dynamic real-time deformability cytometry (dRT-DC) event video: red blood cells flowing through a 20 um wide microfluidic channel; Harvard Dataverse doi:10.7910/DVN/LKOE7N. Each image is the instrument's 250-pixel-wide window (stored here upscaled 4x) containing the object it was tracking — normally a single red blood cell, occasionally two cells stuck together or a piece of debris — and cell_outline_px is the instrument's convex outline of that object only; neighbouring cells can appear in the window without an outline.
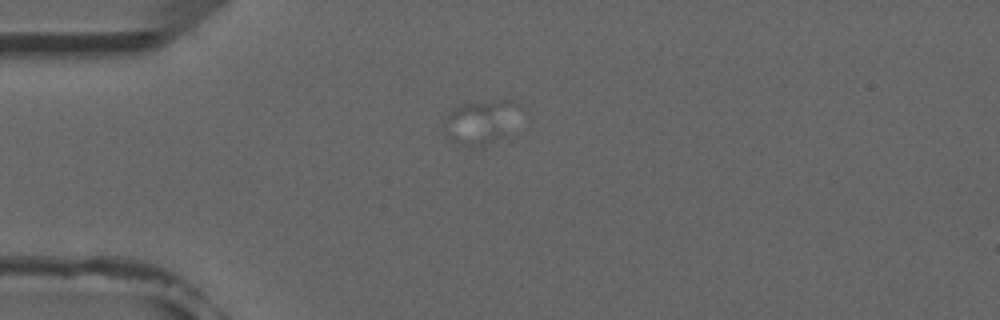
{"species": "common noctule bat (a hibernating species)", "species_latin": "Nyctalus noctula", "temperature_condition": "room temperature", "stored_images_in_passage": 6, "camera_frame_rate_fps": 3000, "um_per_image_px": 0.085, "animal": {"sex": "male", "forearm_length_mm": 52.5}, "frame": {"image": 1, "passage_image": 2, "time_ms": 1.333, "image_size_px": [1000, 320], "cell_outline_px": [[528, 112], [504, 136], [484, 148], [472, 148], [460, 144], [444, 136], [448, 116], [452, 108], [460, 104], [504, 96], [520, 100]], "centroid_in_image_um": [41.1, 10.29], "position_along_channel_um": 43.9, "area_um2": 21.44}}
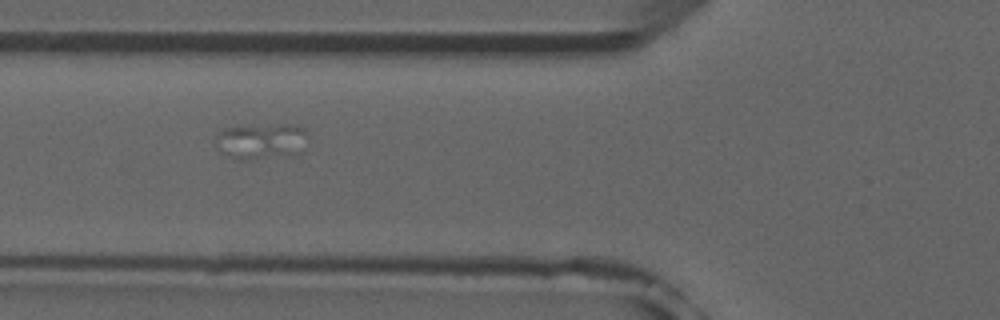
{"frame": {"image": 2, "passage_image": 4, "time_ms": 3.667, "image_size_px": [1000, 320], "cell_outline_px": [[308, 136], [296, 152], [240, 160], [228, 156], [220, 152], [216, 148], [216, 136], [224, 128], [284, 124], [288, 124], [304, 128], [308, 132]], "centroid_in_image_um": [22.13, 11.97], "position_along_channel_um": 103.7, "area_um2": 18.38}}
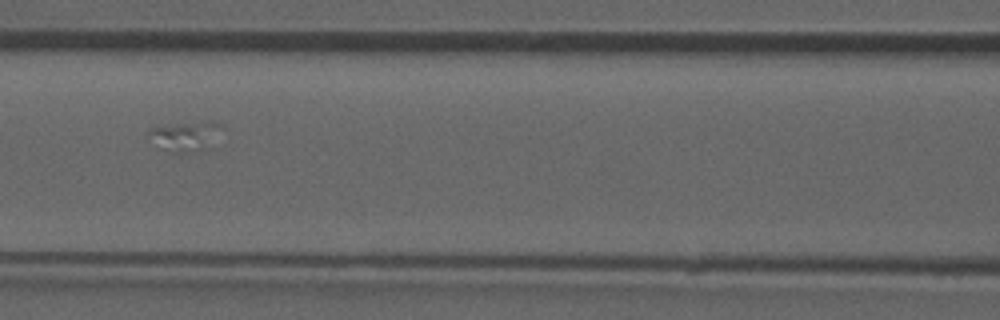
{"frame": {"image": 3, "passage_image": 5, "time_ms": 5.0, "image_size_px": [1000, 320], "cell_outline_px": [[224, 124], [200, 148], [180, 152], [176, 152], [148, 132], [148, 128], [176, 124], [208, 120], [212, 120]], "centroid_in_image_um": [15.81, 11.43], "position_along_channel_um": 150.8, "area_um2": 10.64}}